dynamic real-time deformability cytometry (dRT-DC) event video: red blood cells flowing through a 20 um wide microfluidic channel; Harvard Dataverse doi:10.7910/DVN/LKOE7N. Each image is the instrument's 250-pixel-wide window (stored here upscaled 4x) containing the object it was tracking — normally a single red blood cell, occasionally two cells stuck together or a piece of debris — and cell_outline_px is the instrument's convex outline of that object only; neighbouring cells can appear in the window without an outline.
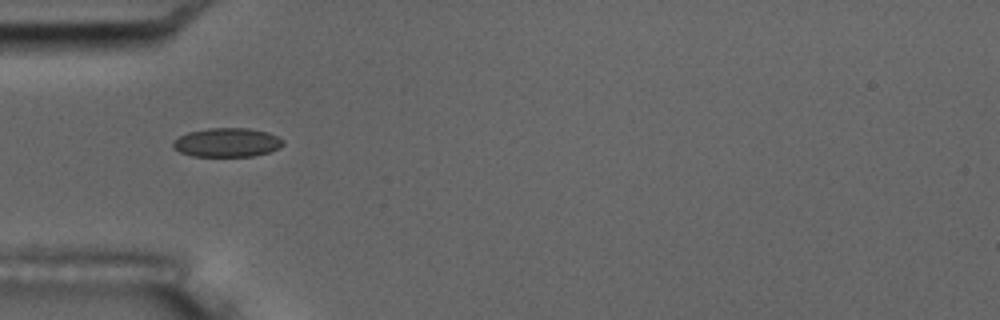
{"species": "common noctule bat (a hibernating species)", "species_latin": "Nyctalus noctula", "temperature_condition": "room temperature", "stored_images_in_passage": 3, "camera_frame_rate_fps": 3000, "um_per_image_px": 0.085, "animal": {"sex": "male", "body_mass_g": 17.5, "forearm_length_mm": 52.3}, "frame": {"image": 1, "passage_image": 1, "time_ms": 0.0, "image_size_px": [1000, 320], "cell_outline_px": [[284, 144], [280, 148], [268, 152], [252, 156], [192, 156], [180, 152], [172, 148], [172, 144], [180, 136], [188, 132], [208, 128], [248, 128], [268, 132], [284, 140]], "centroid_in_image_um": [19.31, 12.11], "position_along_channel_um": 65.7, "area_um2": 18.55}}